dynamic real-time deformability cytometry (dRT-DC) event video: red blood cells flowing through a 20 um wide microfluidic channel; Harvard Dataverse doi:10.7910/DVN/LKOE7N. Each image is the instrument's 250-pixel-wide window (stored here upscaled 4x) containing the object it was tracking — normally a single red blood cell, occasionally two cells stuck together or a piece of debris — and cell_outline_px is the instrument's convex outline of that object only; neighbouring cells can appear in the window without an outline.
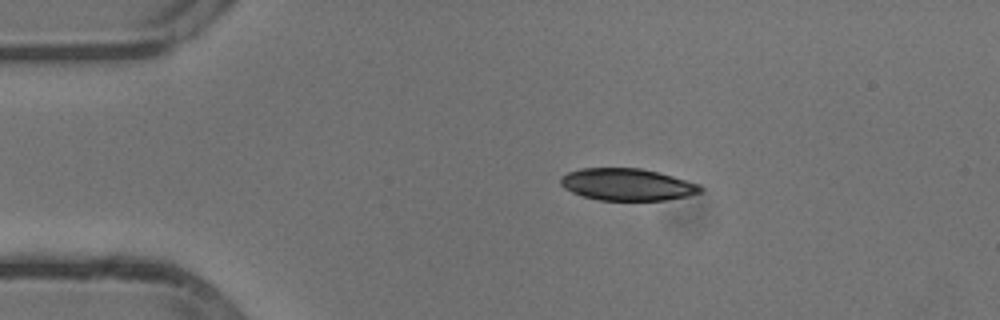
{"species": "common noctule bat (a hibernating species)", "species_latin": "Nyctalus noctula", "temperature_condition": "cold", "stored_images_in_passage": 14, "camera_frame_rate_fps": 3000, "um_per_image_px": 0.085, "animal": {"sex": "male", "body_mass_g": 13.3}, "frame": {"image": 1, "passage_image": 10, "time_ms": 3.0, "image_size_px": [1000, 320], "cell_outline_px": [[676, 196], [652, 200], [612, 200], [592, 196], [580, 192], [580, 172], [600, 168], [624, 168], [648, 172], [664, 176], [676, 180]], "centroid_in_image_um": [53.23, 15.69], "position_along_channel_um": 31.8, "area_um2": 18.84}}